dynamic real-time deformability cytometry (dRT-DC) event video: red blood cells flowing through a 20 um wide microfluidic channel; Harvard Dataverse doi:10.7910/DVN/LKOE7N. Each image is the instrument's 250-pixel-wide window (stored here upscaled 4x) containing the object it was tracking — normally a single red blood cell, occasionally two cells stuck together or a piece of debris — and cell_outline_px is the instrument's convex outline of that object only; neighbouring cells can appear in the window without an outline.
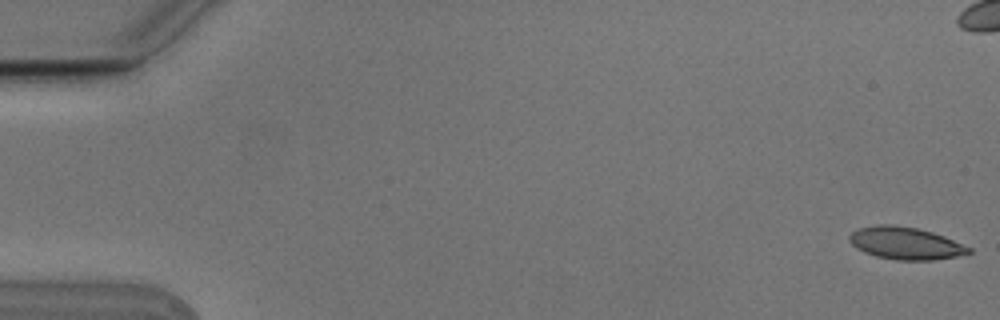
{"species": "Egyptian fruit bat (a non-hibernating species)", "species_latin": "Rousettus aegyptiacus", "temperature_condition": "cold", "stored_images_in_passage": 6, "camera_frame_rate_fps": 3000, "um_per_image_px": 0.085, "animal": {"sex": "male"}, "frame": {"image": 1, "passage_image": 1, "time_ms": 0.0, "image_size_px": [1000, 320], "cell_outline_px": [[972, 252], [956, 256], [936, 260], [896, 260], [876, 256], [864, 252], [856, 248], [848, 240], [848, 236], [852, 232], [860, 228], [880, 224], [892, 224], [916, 228], [932, 232], [944, 236], [972, 248]], "centroid_in_image_um": [76.96, 20.68], "position_along_channel_um": 8.0, "area_um2": 22.48}}